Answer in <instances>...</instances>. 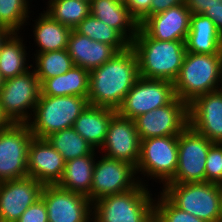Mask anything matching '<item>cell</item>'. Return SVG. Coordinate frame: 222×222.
<instances>
[{
    "mask_svg": "<svg viewBox=\"0 0 222 222\" xmlns=\"http://www.w3.org/2000/svg\"><path fill=\"white\" fill-rule=\"evenodd\" d=\"M62 155L46 140L33 137L28 148L27 172L43 185H56L64 172Z\"/></svg>",
    "mask_w": 222,
    "mask_h": 222,
    "instance_id": "ac0fdd59",
    "label": "cell"
},
{
    "mask_svg": "<svg viewBox=\"0 0 222 222\" xmlns=\"http://www.w3.org/2000/svg\"><path fill=\"white\" fill-rule=\"evenodd\" d=\"M163 187H161V192L176 207L206 222H218L222 200V185L205 181L167 183Z\"/></svg>",
    "mask_w": 222,
    "mask_h": 222,
    "instance_id": "8992f818",
    "label": "cell"
},
{
    "mask_svg": "<svg viewBox=\"0 0 222 222\" xmlns=\"http://www.w3.org/2000/svg\"><path fill=\"white\" fill-rule=\"evenodd\" d=\"M185 46L190 53L222 54V35L209 17L191 14Z\"/></svg>",
    "mask_w": 222,
    "mask_h": 222,
    "instance_id": "44dd1931",
    "label": "cell"
},
{
    "mask_svg": "<svg viewBox=\"0 0 222 222\" xmlns=\"http://www.w3.org/2000/svg\"><path fill=\"white\" fill-rule=\"evenodd\" d=\"M210 0H185L191 14H204L209 7Z\"/></svg>",
    "mask_w": 222,
    "mask_h": 222,
    "instance_id": "f35d334b",
    "label": "cell"
},
{
    "mask_svg": "<svg viewBox=\"0 0 222 222\" xmlns=\"http://www.w3.org/2000/svg\"><path fill=\"white\" fill-rule=\"evenodd\" d=\"M207 137L188 125L178 135V165L168 183L205 182V163L210 146Z\"/></svg>",
    "mask_w": 222,
    "mask_h": 222,
    "instance_id": "9c48e42d",
    "label": "cell"
},
{
    "mask_svg": "<svg viewBox=\"0 0 222 222\" xmlns=\"http://www.w3.org/2000/svg\"><path fill=\"white\" fill-rule=\"evenodd\" d=\"M32 21H35L32 25L34 41L36 42L35 46H37L35 52L44 53L67 49L69 34L72 31L71 28L55 21L44 9L43 13L39 14L38 18Z\"/></svg>",
    "mask_w": 222,
    "mask_h": 222,
    "instance_id": "484cf974",
    "label": "cell"
},
{
    "mask_svg": "<svg viewBox=\"0 0 222 222\" xmlns=\"http://www.w3.org/2000/svg\"><path fill=\"white\" fill-rule=\"evenodd\" d=\"M115 1L121 2L123 4H126L128 2V0H115Z\"/></svg>",
    "mask_w": 222,
    "mask_h": 222,
    "instance_id": "ee69618b",
    "label": "cell"
},
{
    "mask_svg": "<svg viewBox=\"0 0 222 222\" xmlns=\"http://www.w3.org/2000/svg\"><path fill=\"white\" fill-rule=\"evenodd\" d=\"M65 162L91 154L95 149L73 127L50 134L45 138Z\"/></svg>",
    "mask_w": 222,
    "mask_h": 222,
    "instance_id": "f1b7e54d",
    "label": "cell"
},
{
    "mask_svg": "<svg viewBox=\"0 0 222 222\" xmlns=\"http://www.w3.org/2000/svg\"><path fill=\"white\" fill-rule=\"evenodd\" d=\"M173 83L176 97L187 104L200 95L221 89L222 54L186 52Z\"/></svg>",
    "mask_w": 222,
    "mask_h": 222,
    "instance_id": "3957f363",
    "label": "cell"
},
{
    "mask_svg": "<svg viewBox=\"0 0 222 222\" xmlns=\"http://www.w3.org/2000/svg\"><path fill=\"white\" fill-rule=\"evenodd\" d=\"M189 125L213 143H222V90L208 92L188 104Z\"/></svg>",
    "mask_w": 222,
    "mask_h": 222,
    "instance_id": "e0dca14e",
    "label": "cell"
},
{
    "mask_svg": "<svg viewBox=\"0 0 222 222\" xmlns=\"http://www.w3.org/2000/svg\"><path fill=\"white\" fill-rule=\"evenodd\" d=\"M205 181L222 185V143L210 146L205 163Z\"/></svg>",
    "mask_w": 222,
    "mask_h": 222,
    "instance_id": "836d02e7",
    "label": "cell"
},
{
    "mask_svg": "<svg viewBox=\"0 0 222 222\" xmlns=\"http://www.w3.org/2000/svg\"><path fill=\"white\" fill-rule=\"evenodd\" d=\"M41 198L47 207L48 222H91L92 202L81 193L56 185H44Z\"/></svg>",
    "mask_w": 222,
    "mask_h": 222,
    "instance_id": "5bb4252c",
    "label": "cell"
},
{
    "mask_svg": "<svg viewBox=\"0 0 222 222\" xmlns=\"http://www.w3.org/2000/svg\"><path fill=\"white\" fill-rule=\"evenodd\" d=\"M204 15L214 22L217 30L222 35V1L210 0L209 7Z\"/></svg>",
    "mask_w": 222,
    "mask_h": 222,
    "instance_id": "8d00e7d4",
    "label": "cell"
},
{
    "mask_svg": "<svg viewBox=\"0 0 222 222\" xmlns=\"http://www.w3.org/2000/svg\"><path fill=\"white\" fill-rule=\"evenodd\" d=\"M43 187L32 177L0 182V222H17L41 198Z\"/></svg>",
    "mask_w": 222,
    "mask_h": 222,
    "instance_id": "2e32d148",
    "label": "cell"
},
{
    "mask_svg": "<svg viewBox=\"0 0 222 222\" xmlns=\"http://www.w3.org/2000/svg\"><path fill=\"white\" fill-rule=\"evenodd\" d=\"M88 105L86 97L40 95L33 118L27 125L34 137L45 139L52 133L73 127Z\"/></svg>",
    "mask_w": 222,
    "mask_h": 222,
    "instance_id": "5b68a950",
    "label": "cell"
},
{
    "mask_svg": "<svg viewBox=\"0 0 222 222\" xmlns=\"http://www.w3.org/2000/svg\"><path fill=\"white\" fill-rule=\"evenodd\" d=\"M82 1H85V2H88V3H90V2H91V0H82Z\"/></svg>",
    "mask_w": 222,
    "mask_h": 222,
    "instance_id": "f6af8a7d",
    "label": "cell"
},
{
    "mask_svg": "<svg viewBox=\"0 0 222 222\" xmlns=\"http://www.w3.org/2000/svg\"><path fill=\"white\" fill-rule=\"evenodd\" d=\"M40 94V81L32 68L4 80L0 89V104L13 124H27L32 118Z\"/></svg>",
    "mask_w": 222,
    "mask_h": 222,
    "instance_id": "52a82bcc",
    "label": "cell"
},
{
    "mask_svg": "<svg viewBox=\"0 0 222 222\" xmlns=\"http://www.w3.org/2000/svg\"><path fill=\"white\" fill-rule=\"evenodd\" d=\"M33 137L27 124L0 130V182L28 177V148Z\"/></svg>",
    "mask_w": 222,
    "mask_h": 222,
    "instance_id": "7c38bea8",
    "label": "cell"
},
{
    "mask_svg": "<svg viewBox=\"0 0 222 222\" xmlns=\"http://www.w3.org/2000/svg\"><path fill=\"white\" fill-rule=\"evenodd\" d=\"M17 222H48L47 207L42 198L30 205Z\"/></svg>",
    "mask_w": 222,
    "mask_h": 222,
    "instance_id": "e575fe53",
    "label": "cell"
},
{
    "mask_svg": "<svg viewBox=\"0 0 222 222\" xmlns=\"http://www.w3.org/2000/svg\"><path fill=\"white\" fill-rule=\"evenodd\" d=\"M116 113L114 109L88 105L75 120L73 128L94 149L99 150L105 141L109 123Z\"/></svg>",
    "mask_w": 222,
    "mask_h": 222,
    "instance_id": "603a6c76",
    "label": "cell"
},
{
    "mask_svg": "<svg viewBox=\"0 0 222 222\" xmlns=\"http://www.w3.org/2000/svg\"><path fill=\"white\" fill-rule=\"evenodd\" d=\"M178 165V135L141 140L140 157L136 165L137 176L167 184L175 175Z\"/></svg>",
    "mask_w": 222,
    "mask_h": 222,
    "instance_id": "ba28073f",
    "label": "cell"
},
{
    "mask_svg": "<svg viewBox=\"0 0 222 222\" xmlns=\"http://www.w3.org/2000/svg\"><path fill=\"white\" fill-rule=\"evenodd\" d=\"M141 139L135 121L116 113L108 126L100 150L108 158L130 163L136 167L140 157Z\"/></svg>",
    "mask_w": 222,
    "mask_h": 222,
    "instance_id": "9a60e30c",
    "label": "cell"
},
{
    "mask_svg": "<svg viewBox=\"0 0 222 222\" xmlns=\"http://www.w3.org/2000/svg\"><path fill=\"white\" fill-rule=\"evenodd\" d=\"M140 139L179 135L188 125V104L176 97L170 104L134 119Z\"/></svg>",
    "mask_w": 222,
    "mask_h": 222,
    "instance_id": "4fadbf2b",
    "label": "cell"
},
{
    "mask_svg": "<svg viewBox=\"0 0 222 222\" xmlns=\"http://www.w3.org/2000/svg\"><path fill=\"white\" fill-rule=\"evenodd\" d=\"M3 83H4V79L2 78L1 73H0V89L3 86Z\"/></svg>",
    "mask_w": 222,
    "mask_h": 222,
    "instance_id": "7bdbcfd3",
    "label": "cell"
},
{
    "mask_svg": "<svg viewBox=\"0 0 222 222\" xmlns=\"http://www.w3.org/2000/svg\"><path fill=\"white\" fill-rule=\"evenodd\" d=\"M20 33H13L2 45L0 51V73L4 80L16 77L32 69L27 61L26 44ZM29 65V66H28Z\"/></svg>",
    "mask_w": 222,
    "mask_h": 222,
    "instance_id": "4316f807",
    "label": "cell"
},
{
    "mask_svg": "<svg viewBox=\"0 0 222 222\" xmlns=\"http://www.w3.org/2000/svg\"><path fill=\"white\" fill-rule=\"evenodd\" d=\"M218 222H222V200H221L220 216Z\"/></svg>",
    "mask_w": 222,
    "mask_h": 222,
    "instance_id": "b9f144b4",
    "label": "cell"
},
{
    "mask_svg": "<svg viewBox=\"0 0 222 222\" xmlns=\"http://www.w3.org/2000/svg\"><path fill=\"white\" fill-rule=\"evenodd\" d=\"M176 98L174 83L163 79L139 77L116 110L120 116L134 120Z\"/></svg>",
    "mask_w": 222,
    "mask_h": 222,
    "instance_id": "8fae6325",
    "label": "cell"
},
{
    "mask_svg": "<svg viewBox=\"0 0 222 222\" xmlns=\"http://www.w3.org/2000/svg\"><path fill=\"white\" fill-rule=\"evenodd\" d=\"M184 3L185 0H152L150 7V16Z\"/></svg>",
    "mask_w": 222,
    "mask_h": 222,
    "instance_id": "74e56055",
    "label": "cell"
},
{
    "mask_svg": "<svg viewBox=\"0 0 222 222\" xmlns=\"http://www.w3.org/2000/svg\"><path fill=\"white\" fill-rule=\"evenodd\" d=\"M67 50L74 66L88 71L100 67L119 52L114 46L80 35L74 29L69 34Z\"/></svg>",
    "mask_w": 222,
    "mask_h": 222,
    "instance_id": "ffe728a7",
    "label": "cell"
},
{
    "mask_svg": "<svg viewBox=\"0 0 222 222\" xmlns=\"http://www.w3.org/2000/svg\"><path fill=\"white\" fill-rule=\"evenodd\" d=\"M46 5L47 14L71 29L90 14V3L82 0H48Z\"/></svg>",
    "mask_w": 222,
    "mask_h": 222,
    "instance_id": "4dcf8cb0",
    "label": "cell"
},
{
    "mask_svg": "<svg viewBox=\"0 0 222 222\" xmlns=\"http://www.w3.org/2000/svg\"><path fill=\"white\" fill-rule=\"evenodd\" d=\"M148 186L140 183L130 191L96 200L92 218L96 222H154L155 199Z\"/></svg>",
    "mask_w": 222,
    "mask_h": 222,
    "instance_id": "277c9868",
    "label": "cell"
},
{
    "mask_svg": "<svg viewBox=\"0 0 222 222\" xmlns=\"http://www.w3.org/2000/svg\"><path fill=\"white\" fill-rule=\"evenodd\" d=\"M155 195L154 222H206L176 207L162 192Z\"/></svg>",
    "mask_w": 222,
    "mask_h": 222,
    "instance_id": "d6a6232c",
    "label": "cell"
},
{
    "mask_svg": "<svg viewBox=\"0 0 222 222\" xmlns=\"http://www.w3.org/2000/svg\"><path fill=\"white\" fill-rule=\"evenodd\" d=\"M13 34V32L6 28L0 27V51L2 48V45L5 43V41Z\"/></svg>",
    "mask_w": 222,
    "mask_h": 222,
    "instance_id": "60d3db41",
    "label": "cell"
},
{
    "mask_svg": "<svg viewBox=\"0 0 222 222\" xmlns=\"http://www.w3.org/2000/svg\"><path fill=\"white\" fill-rule=\"evenodd\" d=\"M130 46L136 54L141 77L176 80L186 54L184 41L155 40L139 26Z\"/></svg>",
    "mask_w": 222,
    "mask_h": 222,
    "instance_id": "7a4b0ae2",
    "label": "cell"
},
{
    "mask_svg": "<svg viewBox=\"0 0 222 222\" xmlns=\"http://www.w3.org/2000/svg\"><path fill=\"white\" fill-rule=\"evenodd\" d=\"M90 71L73 66L68 72L45 79L41 84V94L45 96H79L88 98Z\"/></svg>",
    "mask_w": 222,
    "mask_h": 222,
    "instance_id": "cb8c5ba5",
    "label": "cell"
},
{
    "mask_svg": "<svg viewBox=\"0 0 222 222\" xmlns=\"http://www.w3.org/2000/svg\"><path fill=\"white\" fill-rule=\"evenodd\" d=\"M35 61H33L32 68L40 81V84L45 79H50L58 75L68 72L74 63L68 53L67 49L55 50L44 53H34Z\"/></svg>",
    "mask_w": 222,
    "mask_h": 222,
    "instance_id": "f546056e",
    "label": "cell"
},
{
    "mask_svg": "<svg viewBox=\"0 0 222 222\" xmlns=\"http://www.w3.org/2000/svg\"><path fill=\"white\" fill-rule=\"evenodd\" d=\"M90 14L117 30L129 43L137 34L139 25L129 14L126 4L115 0H91Z\"/></svg>",
    "mask_w": 222,
    "mask_h": 222,
    "instance_id": "7402d4cb",
    "label": "cell"
},
{
    "mask_svg": "<svg viewBox=\"0 0 222 222\" xmlns=\"http://www.w3.org/2000/svg\"><path fill=\"white\" fill-rule=\"evenodd\" d=\"M74 30L92 40L114 46L119 52L126 50L130 43L114 28L89 14Z\"/></svg>",
    "mask_w": 222,
    "mask_h": 222,
    "instance_id": "83f0119b",
    "label": "cell"
},
{
    "mask_svg": "<svg viewBox=\"0 0 222 222\" xmlns=\"http://www.w3.org/2000/svg\"><path fill=\"white\" fill-rule=\"evenodd\" d=\"M139 77L138 60L129 46L90 71L89 105L117 110Z\"/></svg>",
    "mask_w": 222,
    "mask_h": 222,
    "instance_id": "6da1fadb",
    "label": "cell"
},
{
    "mask_svg": "<svg viewBox=\"0 0 222 222\" xmlns=\"http://www.w3.org/2000/svg\"><path fill=\"white\" fill-rule=\"evenodd\" d=\"M152 0H128L126 6L131 17L140 26L149 16Z\"/></svg>",
    "mask_w": 222,
    "mask_h": 222,
    "instance_id": "d590c367",
    "label": "cell"
},
{
    "mask_svg": "<svg viewBox=\"0 0 222 222\" xmlns=\"http://www.w3.org/2000/svg\"><path fill=\"white\" fill-rule=\"evenodd\" d=\"M94 164L91 202L107 195L121 194L136 188L140 183L146 184L138 178L136 167L130 163L108 158L102 155ZM143 181V182H142Z\"/></svg>",
    "mask_w": 222,
    "mask_h": 222,
    "instance_id": "30bf717a",
    "label": "cell"
},
{
    "mask_svg": "<svg viewBox=\"0 0 222 222\" xmlns=\"http://www.w3.org/2000/svg\"><path fill=\"white\" fill-rule=\"evenodd\" d=\"M13 123L9 120V118L5 115L2 106L0 104V130L9 128Z\"/></svg>",
    "mask_w": 222,
    "mask_h": 222,
    "instance_id": "ab89813d",
    "label": "cell"
},
{
    "mask_svg": "<svg viewBox=\"0 0 222 222\" xmlns=\"http://www.w3.org/2000/svg\"><path fill=\"white\" fill-rule=\"evenodd\" d=\"M29 0H0V27L19 33L30 18ZM23 27V28H22Z\"/></svg>",
    "mask_w": 222,
    "mask_h": 222,
    "instance_id": "1f68e13d",
    "label": "cell"
},
{
    "mask_svg": "<svg viewBox=\"0 0 222 222\" xmlns=\"http://www.w3.org/2000/svg\"><path fill=\"white\" fill-rule=\"evenodd\" d=\"M190 17L191 13L184 3L149 16L140 27L155 40L185 42L190 29Z\"/></svg>",
    "mask_w": 222,
    "mask_h": 222,
    "instance_id": "d6986e66",
    "label": "cell"
},
{
    "mask_svg": "<svg viewBox=\"0 0 222 222\" xmlns=\"http://www.w3.org/2000/svg\"><path fill=\"white\" fill-rule=\"evenodd\" d=\"M96 149L89 155L65 162L64 172L58 186L71 192L81 193L91 201V186L96 162Z\"/></svg>",
    "mask_w": 222,
    "mask_h": 222,
    "instance_id": "d4e9b609",
    "label": "cell"
}]
</instances>
